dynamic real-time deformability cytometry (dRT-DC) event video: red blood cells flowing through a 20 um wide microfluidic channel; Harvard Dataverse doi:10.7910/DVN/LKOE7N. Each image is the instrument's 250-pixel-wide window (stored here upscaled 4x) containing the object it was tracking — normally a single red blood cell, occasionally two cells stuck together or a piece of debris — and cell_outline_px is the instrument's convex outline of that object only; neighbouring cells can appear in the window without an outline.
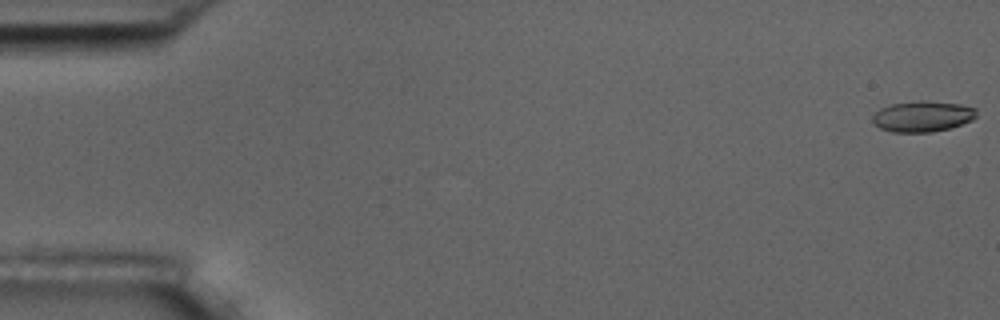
{"species": "common noctule bat (a hibernating species)", "species_latin": "Nyctalus noctula", "temperature_condition": "room temperature", "stored_images_in_passage": 8, "camera_frame_rate_fps": 3000, "um_per_image_px": 0.085, "animal": {"sex": "male", "body_mass_g": 17.5, "forearm_length_mm": 52.3}, "frame": {"image": 1, "passage_image": 1, "time_ms": 0.0, "image_size_px": [1000, 320], "cell_outline_px": [[976, 116], [972, 120], [948, 128], [932, 132], [892, 132], [880, 128], [872, 124], [872, 116], [880, 108], [892, 104], [920, 100], [924, 100], [960, 104], [976, 108]], "centroid_in_image_um": [78.38, 9.89], "position_along_channel_um": 6.6, "area_um2": 18.67}}
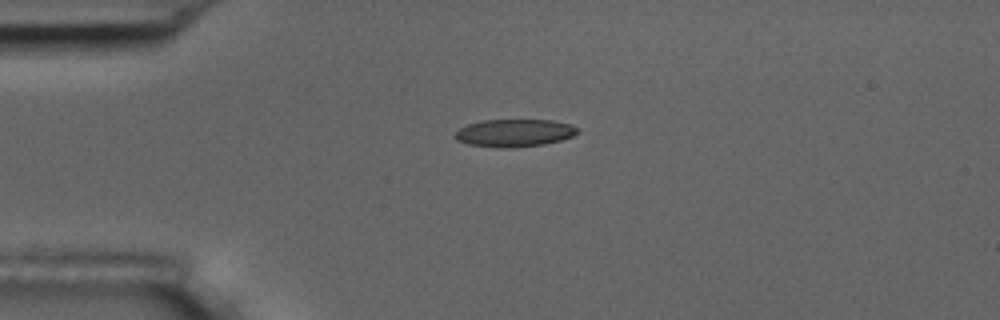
{"frame": {"image": 2, "passage_image": 5, "time_ms": 4.333, "image_size_px": [1000, 320], "cell_outline_px": [[580, 132], [572, 136], [560, 140], [544, 144], [512, 148], [500, 148], [468, 144], [456, 140], [456, 132], [460, 128], [468, 124], [480, 120], [552, 120], [572, 124], [580, 128]], "centroid_in_image_um": [43.76, 11.29], "position_along_channel_um": 41.2, "area_um2": 19.83}}